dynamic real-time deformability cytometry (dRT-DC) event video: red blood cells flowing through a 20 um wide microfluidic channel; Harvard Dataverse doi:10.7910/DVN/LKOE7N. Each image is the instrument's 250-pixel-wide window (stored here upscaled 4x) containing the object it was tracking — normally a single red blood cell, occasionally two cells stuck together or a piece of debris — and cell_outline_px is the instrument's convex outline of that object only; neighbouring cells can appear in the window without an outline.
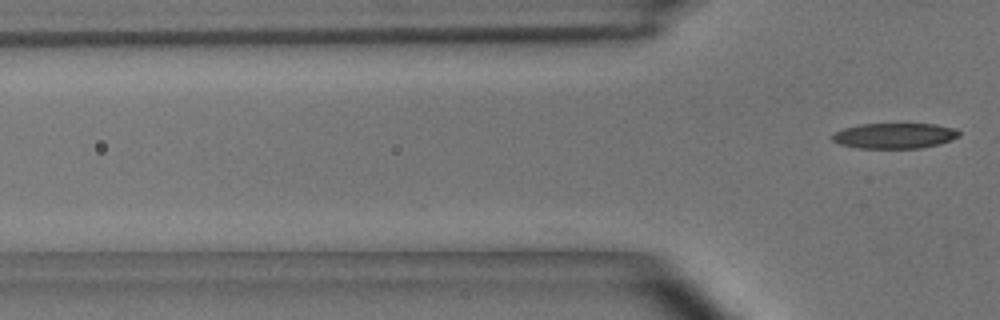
{"species": "common noctule bat (a hibernating species)", "species_latin": "Nyctalus noctula", "temperature_condition": "room temperature", "stored_images_in_passage": 2, "camera_frame_rate_fps": 3000, "um_per_image_px": 0.085, "animal": {"sex": "male", "body_mass_g": 15.6}, "frame": {"image": 1, "passage_image": 2, "time_ms": 0.333, "image_size_px": [1000, 320], "cell_outline_px": [[960, 136], [952, 140], [940, 144], [920, 148], [856, 148], [840, 144], [832, 140], [832, 136], [836, 132], [844, 128], [860, 124], [936, 124], [956, 128], [960, 132]], "centroid_in_image_um": [76.08, 11.54], "position_along_channel_um": 49.7, "area_um2": 18.9}}